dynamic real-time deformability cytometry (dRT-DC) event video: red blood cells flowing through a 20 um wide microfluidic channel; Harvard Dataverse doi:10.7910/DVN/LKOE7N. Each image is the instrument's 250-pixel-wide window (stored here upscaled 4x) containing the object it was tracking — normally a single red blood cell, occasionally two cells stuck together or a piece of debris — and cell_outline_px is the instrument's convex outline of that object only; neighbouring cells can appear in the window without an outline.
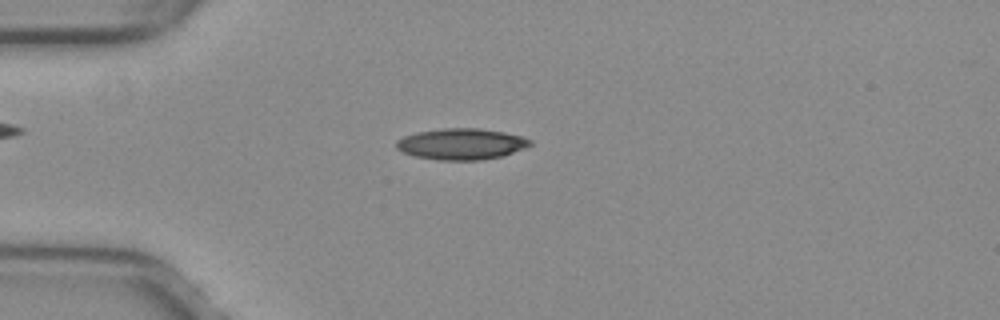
{"species": "common noctule bat (a hibernating species)", "species_latin": "Nyctalus noctula", "temperature_condition": "warm", "stored_images_in_passage": 51, "camera_frame_rate_fps": 3000, "um_per_image_px": 0.085, "animal": {"sex": "female", "body_mass_g": 29.2, "forearm_length_mm": 56.3}, "frame": {"image": 1, "passage_image": 13, "time_ms": 4.0, "image_size_px": [1000, 320], "cell_outline_px": [[532, 144], [524, 148], [504, 156], [480, 160], [440, 160], [416, 156], [404, 152], [396, 148], [396, 140], [404, 136], [416, 132], [444, 128], [476, 128], [504, 132], [520, 136], [532, 140]], "centroid_in_image_um": [39.22, 12.24], "position_along_channel_um": 45.8, "area_um2": 24.22}}
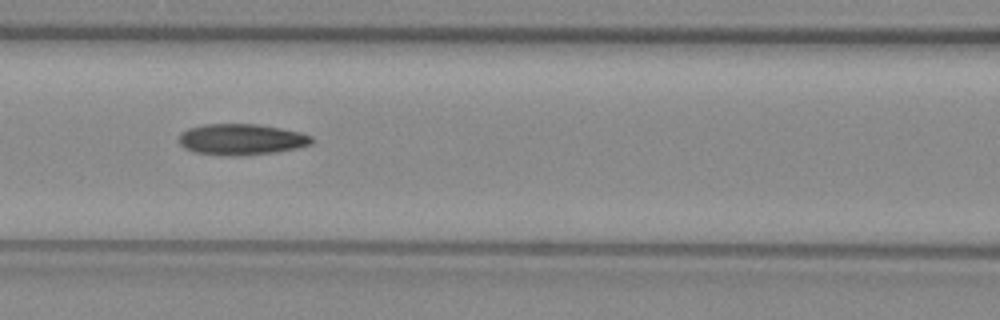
{"frame": {"image": 2, "passage_image": 22, "time_ms": 7.0, "image_size_px": [1000, 320], "cell_outline_px": [[316, 140], [312, 144], [300, 148], [276, 152], [192, 152], [184, 148], [180, 144], [180, 132], [188, 128], [204, 124], [256, 124], [280, 128], [300, 132], [312, 136]], "centroid_in_image_um": [20.58, 11.79], "position_along_channel_um": 146.0, "area_um2": 23.0}}
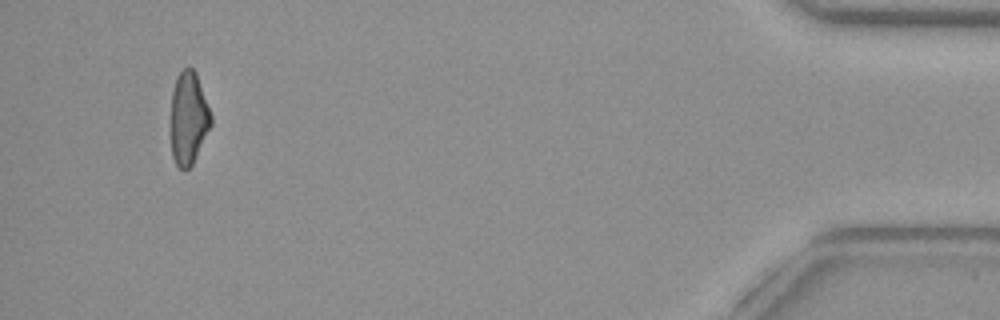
{"frame": {"image": 3, "passage_image": 48, "time_ms": 15.667, "image_size_px": [1000, 320], "cell_outline_px": [[212, 124], [192, 164], [184, 172], [176, 164], [172, 156], [172, 88], [176, 76], [184, 68], [192, 68], [196, 72], [212, 116]], "centroid_in_image_um": [16.03, 10.03], "position_along_channel_um": 419.2, "area_um2": 21.5}, "authors_computed_cell_mechanics": {"area_um2": 23.12, "velocity_mm_per_s": 4.0394, "shape_relaxation_time_tau1_ms": null, "shape_relaxation_time_tau2_ms": 4.3103, "deformation_change_tau1": null, "deformation_change_tau2": 0.1393}}